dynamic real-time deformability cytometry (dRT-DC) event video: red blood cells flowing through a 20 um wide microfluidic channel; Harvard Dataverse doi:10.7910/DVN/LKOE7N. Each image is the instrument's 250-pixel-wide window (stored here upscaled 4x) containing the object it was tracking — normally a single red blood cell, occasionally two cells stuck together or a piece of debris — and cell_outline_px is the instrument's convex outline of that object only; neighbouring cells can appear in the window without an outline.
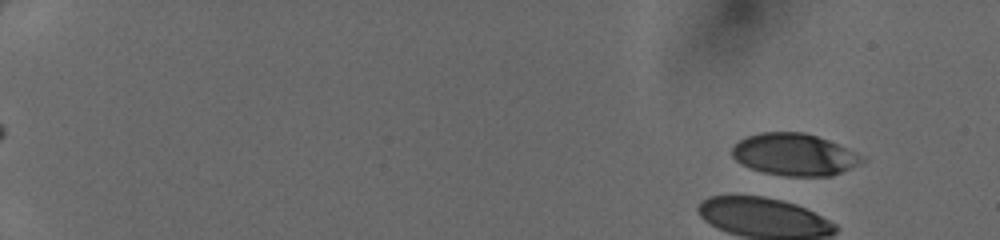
{"species": "human", "species_latin": "Homo sapiens", "temperature_condition": "cold", "stored_images_in_passage": 49, "camera_frame_rate_fps": 3000, "um_per_image_px": 0.085, "donor": {"sex": "female"}, "frame": {"image": 1, "passage_image": 5, "time_ms": 1.333, "image_size_px": [1000, 240], "cell_outline_px": [[864, 160], [832, 176], [788, 176], [764, 172], [752, 168], [736, 160], [732, 156], [732, 148], [740, 140], [748, 136], [760, 132], [804, 132], [828, 140], [860, 156]], "centroid_in_image_um": [67.46, 13.13], "position_along_channel_um": 17.5, "area_um2": 30.98}}